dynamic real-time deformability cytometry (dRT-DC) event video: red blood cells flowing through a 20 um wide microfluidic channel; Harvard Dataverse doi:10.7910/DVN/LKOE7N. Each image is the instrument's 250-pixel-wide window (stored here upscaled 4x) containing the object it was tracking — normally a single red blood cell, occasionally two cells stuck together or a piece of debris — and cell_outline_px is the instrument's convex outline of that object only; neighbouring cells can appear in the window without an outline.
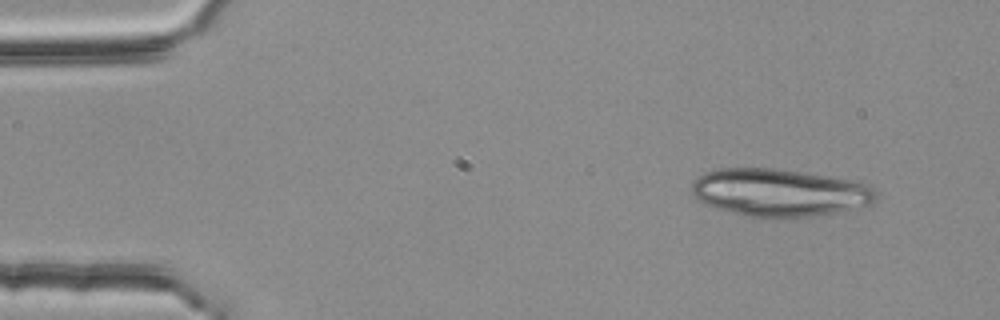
{"species": "common noctule bat (a hibernating species)", "species_latin": "Nyctalus noctula", "temperature_condition": "room temperature", "stored_images_in_passage": 14, "camera_frame_rate_fps": 3000, "um_per_image_px": 0.085, "animal": {"sex": "female", "body_mass_g": 25.1}, "frame": {"image": 1, "passage_image": 1, "time_ms": 0.0, "image_size_px": [1000, 320], "cell_outline_px": [[876, 200], [872, 204], [836, 212], [792, 220], [760, 220], [716, 208], [700, 200], [692, 192], [692, 180], [704, 172], [716, 168], [772, 168], [856, 180], [868, 184], [876, 192]], "centroid_in_image_um": [66.25, 16.4], "position_along_channel_um": 18.7, "area_um2": 52.19}}